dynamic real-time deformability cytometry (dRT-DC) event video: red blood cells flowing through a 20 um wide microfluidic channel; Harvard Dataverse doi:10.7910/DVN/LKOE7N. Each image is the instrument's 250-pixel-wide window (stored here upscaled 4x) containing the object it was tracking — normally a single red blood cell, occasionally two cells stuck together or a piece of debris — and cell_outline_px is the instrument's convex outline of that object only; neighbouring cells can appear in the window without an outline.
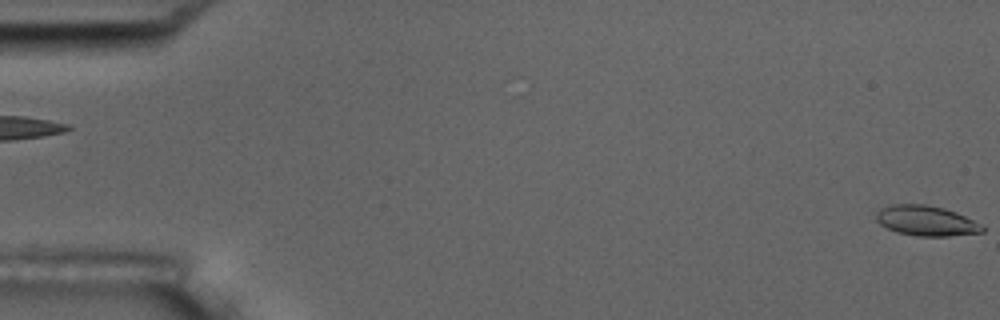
{"species": "common noctule bat (a hibernating species)", "species_latin": "Nyctalus noctula", "temperature_condition": "room temperature", "stored_images_in_passage": 4, "segment_of_instrument_passage": [2, 2], "camera_frame_rate_fps": 3000, "um_per_image_px": 0.085, "animal": {"sex": "male", "body_mass_g": 17.5, "forearm_length_mm": 52.3}, "frame": {"image": 1, "passage_image": 4, "time_ms": 3.333, "image_size_px": [1000, 320], "cell_outline_px": [[984, 232], [948, 236], [916, 236], [896, 232], [880, 224], [876, 220], [876, 212], [880, 208], [888, 204], [924, 204], [944, 208], [956, 212], [980, 224], [984, 228]], "centroid_in_image_um": [78.68, 18.76], "position_along_channel_um": 6.3, "area_um2": 18.67}}